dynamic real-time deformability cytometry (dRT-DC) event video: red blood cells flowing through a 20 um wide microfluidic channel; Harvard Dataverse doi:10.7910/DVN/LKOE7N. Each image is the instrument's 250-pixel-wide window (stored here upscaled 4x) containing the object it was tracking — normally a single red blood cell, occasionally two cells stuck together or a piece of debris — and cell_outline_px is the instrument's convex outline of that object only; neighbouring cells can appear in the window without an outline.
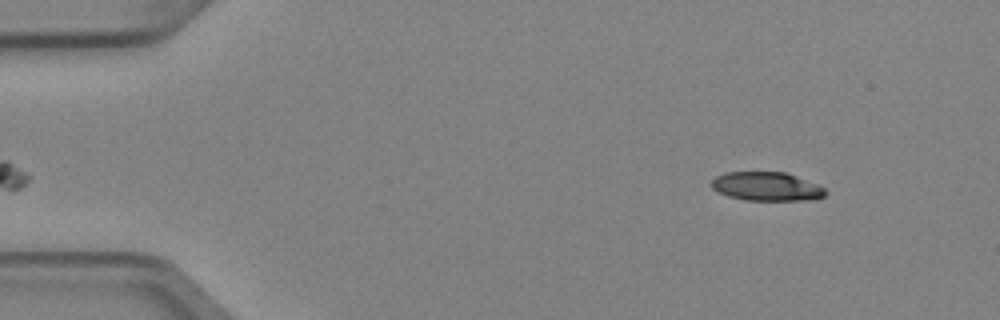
{"species": "Egyptian fruit bat (a non-hibernating species)", "species_latin": "Rousettus aegyptiacus", "temperature_condition": "cold", "stored_images_in_passage": 2, "camera_frame_rate_fps": 3000, "um_per_image_px": 0.085, "animal": {"sex": "female"}, "frame": {"image": 1, "passage_image": 2, "time_ms": 0.333, "image_size_px": [1000, 320], "cell_outline_px": [[828, 192], [824, 196], [804, 200], [744, 200], [728, 196], [716, 192], [712, 188], [712, 180], [716, 176], [724, 172], [784, 172], [796, 176], [816, 184], [824, 188]], "centroid_in_image_um": [65.12, 15.85], "position_along_channel_um": 19.9, "area_um2": 19.02}}